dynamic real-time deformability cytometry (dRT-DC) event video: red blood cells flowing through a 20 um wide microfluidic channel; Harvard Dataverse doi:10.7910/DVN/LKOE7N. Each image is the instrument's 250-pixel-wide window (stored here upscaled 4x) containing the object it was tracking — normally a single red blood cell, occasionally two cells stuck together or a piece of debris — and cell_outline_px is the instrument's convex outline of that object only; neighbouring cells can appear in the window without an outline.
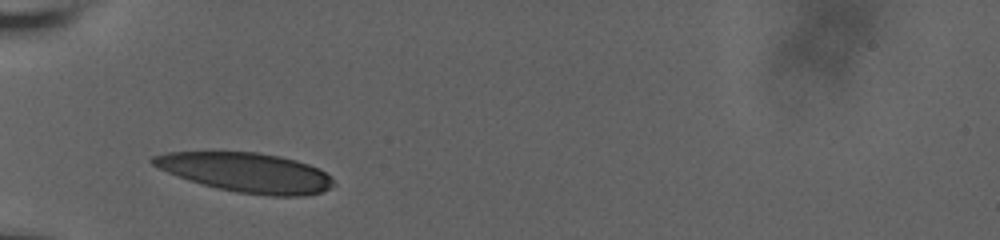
{"species": "human", "species_latin": "Homo sapiens", "temperature_condition": "room temperature", "stored_images_in_passage": 31, "camera_frame_rate_fps": 3000, "um_per_image_px": 0.085, "donor": {"sex": "male"}, "frame": {"image": 1, "passage_image": 1, "time_ms": 0.0, "image_size_px": [1000, 240], "cell_outline_px": [[336, 184], [320, 192], [304, 196], [272, 196], [240, 192], [216, 188], [188, 180], [168, 172], [152, 164], [148, 160], [152, 156], [164, 152], [260, 152], [280, 156], [296, 160], [308, 164], [332, 176]], "centroid_in_image_um": [20.93, 14.65], "position_along_channel_um": 64.1, "area_um2": 41.44}}
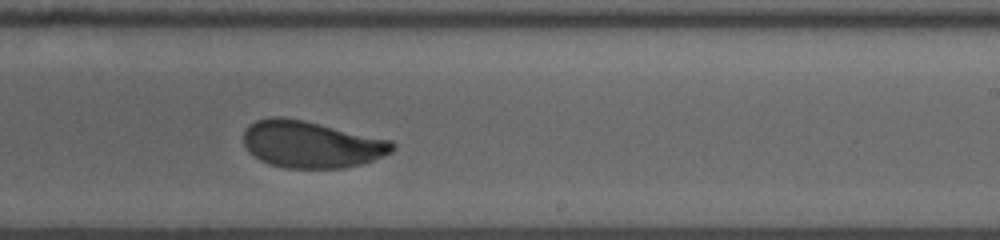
{"frame": {"image": 2, "passage_image": 19, "time_ms": 5.667, "image_size_px": [1000, 240], "cell_outline_px": [[396, 148], [392, 152], [384, 156], [360, 164], [344, 168], [284, 168], [268, 164], [260, 160], [248, 152], [244, 144], [244, 132], [248, 124], [256, 120], [268, 116], [284, 116], [304, 120], [392, 140], [396, 144]], "centroid_in_image_um": [26.44, 12.26], "position_along_channel_um": 262.6, "area_um2": 41.15}}
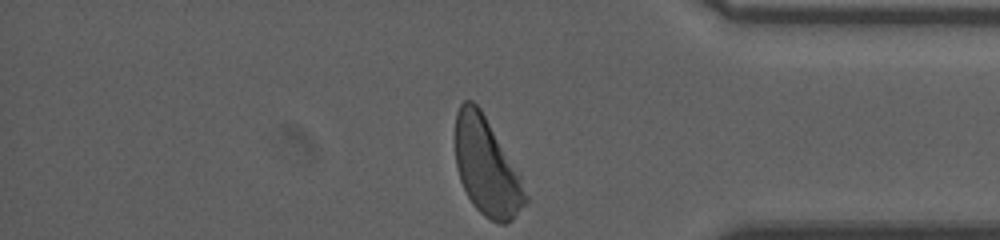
{"frame": {"image": 3, "passage_image": 31, "time_ms": 9.667, "image_size_px": [1000, 240], "cell_outline_px": [[528, 204], [512, 220], [504, 224], [500, 224], [484, 216], [472, 204], [460, 180], [456, 168], [456, 112], [460, 104], [464, 100], [472, 100], [480, 108], [520, 172], [528, 196]], "centroid_in_image_um": [41.4, 14.21], "position_along_channel_um": 393.8, "area_um2": 40.17}, "authors_computed_cell_mechanics": {"area_um2": 41.2114, "velocity_mm_per_s": 3.6376, "shape_relaxation_time_tau1_ms": 5.8838, "shape_relaxation_time_tau2_ms": 1.0539, "deformation_change_tau1": 0.1895, "deformation_change_tau2": 0.0668}}